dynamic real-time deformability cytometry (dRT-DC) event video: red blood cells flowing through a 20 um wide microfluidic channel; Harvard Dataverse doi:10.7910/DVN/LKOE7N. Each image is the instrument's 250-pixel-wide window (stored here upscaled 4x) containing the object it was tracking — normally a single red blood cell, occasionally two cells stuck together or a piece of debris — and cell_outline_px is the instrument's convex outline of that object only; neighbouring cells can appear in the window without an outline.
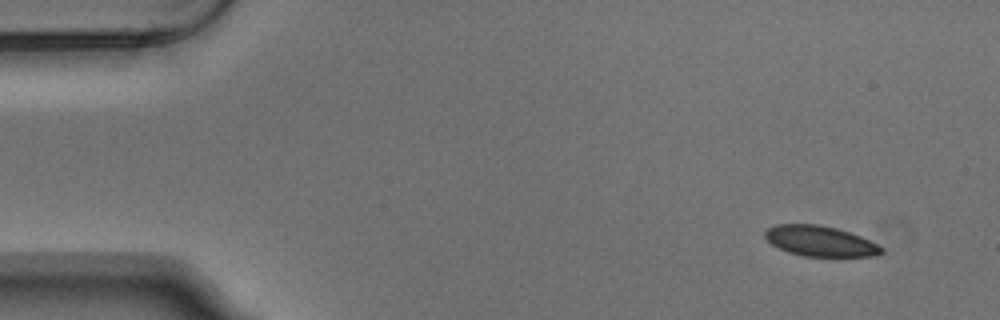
{"species": "Egyptian fruit bat (a non-hibernating species)", "species_latin": "Rousettus aegyptiacus", "temperature_condition": "warm", "stored_images_in_passage": 4, "camera_frame_rate_fps": 3000, "um_per_image_px": 0.085, "animal": {"sex": "male"}, "frame": {"image": 1, "passage_image": 1, "time_ms": 0.0, "image_size_px": [1000, 320], "cell_outline_px": [[884, 252], [876, 256], [804, 256], [788, 252], [772, 244], [764, 236], [764, 232], [768, 228], [776, 224], [820, 224], [836, 228], [860, 236], [884, 248]], "centroid_in_image_um": [69.71, 20.49], "position_along_channel_um": 15.3, "area_um2": 20.52}}
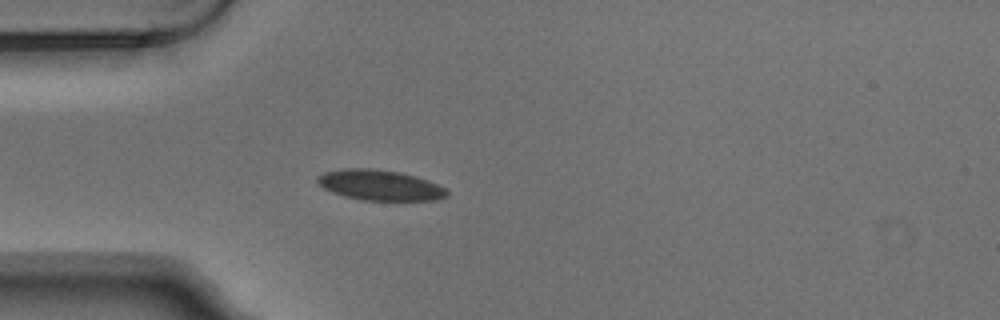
{"frame": {"image": 2, "passage_image": 4, "time_ms": 1.0, "image_size_px": [1000, 320], "cell_outline_px": [[448, 196], [440, 200], [364, 200], [344, 196], [332, 192], [324, 188], [316, 180], [316, 176], [324, 172], [344, 168], [372, 168], [400, 172], [416, 176], [428, 180], [444, 188], [448, 192]], "centroid_in_image_um": [32.29, 15.73], "position_along_channel_um": 52.7, "area_um2": 23.0}}